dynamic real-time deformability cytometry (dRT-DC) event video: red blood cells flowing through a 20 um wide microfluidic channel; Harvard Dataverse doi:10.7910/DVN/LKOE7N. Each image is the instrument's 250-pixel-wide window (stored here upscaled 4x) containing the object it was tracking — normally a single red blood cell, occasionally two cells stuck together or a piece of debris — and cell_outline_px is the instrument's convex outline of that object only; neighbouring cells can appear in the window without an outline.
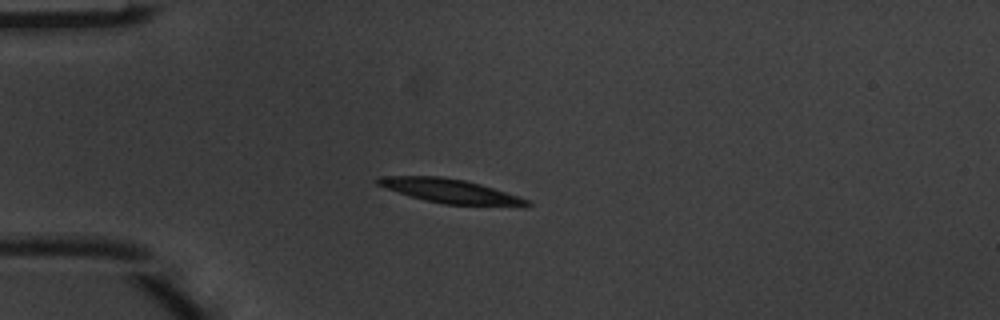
{"species": "common noctule bat (a hibernating species)", "species_latin": "Nyctalus noctula", "temperature_condition": "warm", "stored_images_in_passage": 2, "camera_frame_rate_fps": 3000, "um_per_image_px": 0.085, "animal": {"sex": "male", "body_mass_g": 20.1, "forearm_length_mm": 53.5}, "frame": {"image": 1, "passage_image": 1, "time_ms": 0.0, "image_size_px": [1000, 320], "cell_outline_px": [[532, 204], [524, 208], [444, 204], [424, 200], [376, 184], [376, 180], [380, 176], [440, 176], [464, 180], [480, 184], [528, 200]], "centroid_in_image_um": [38.37, 16.27], "position_along_channel_um": 46.6, "area_um2": 20.98}}